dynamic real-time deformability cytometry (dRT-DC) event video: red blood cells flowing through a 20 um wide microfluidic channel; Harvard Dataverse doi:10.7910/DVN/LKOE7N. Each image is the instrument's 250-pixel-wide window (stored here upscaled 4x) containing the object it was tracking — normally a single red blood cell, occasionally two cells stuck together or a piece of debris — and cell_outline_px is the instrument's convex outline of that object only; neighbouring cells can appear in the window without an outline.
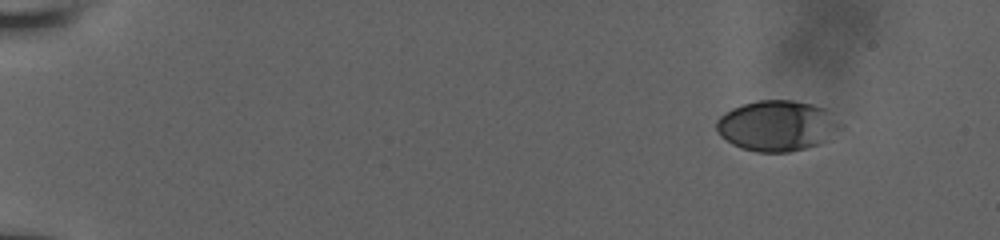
{"species": "human", "species_latin": "Homo sapiens", "temperature_condition": "room temperature", "stored_images_in_passage": 8, "segment_of_instrument_passage": [1, 2], "camera_frame_rate_fps": 3000, "um_per_image_px": 0.085, "donor": {"sex": "male"}, "frame": {"image": 1, "passage_image": 1, "time_ms": 0.0, "image_size_px": [1000, 240], "cell_outline_px": [[844, 128], [820, 144], [788, 152], [756, 152], [740, 148], [732, 144], [720, 136], [716, 128], [716, 120], [724, 112], [732, 108], [756, 100], [792, 100], [812, 104], [828, 108], [844, 124]], "centroid_in_image_um": [66.1, 10.68], "position_along_channel_um": 18.9, "area_um2": 37.17}}
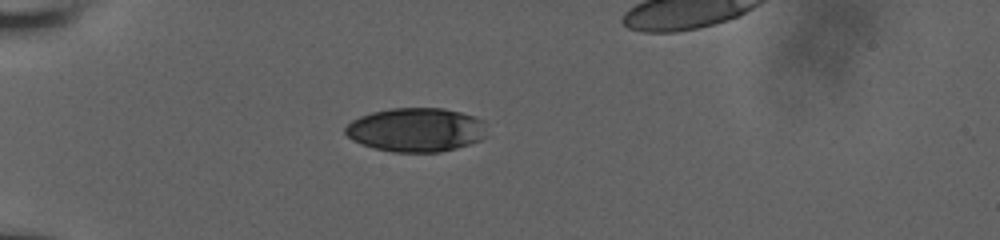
{"frame": {"image": 2, "passage_image": 5, "time_ms": 4.0, "image_size_px": [1000, 240], "cell_outline_px": [[480, 140], [456, 148], [440, 152], [392, 152], [360, 144], [352, 140], [344, 132], [344, 128], [352, 120], [360, 116], [372, 112], [392, 108], [444, 108], [476, 116], [480, 120]], "centroid_in_image_um": [35.25, 11.03], "position_along_channel_um": 49.7, "area_um2": 35.66}}
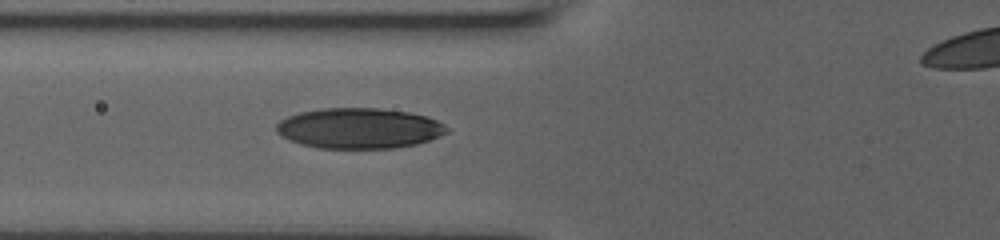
{"frame": {"image": 3, "passage_image": 7, "time_ms": 6.0, "image_size_px": [1000, 240], "cell_outline_px": [[448, 132], [440, 136], [416, 144], [396, 148], [316, 148], [300, 144], [276, 132], [276, 124], [280, 120], [288, 116], [300, 112], [324, 108], [380, 108], [408, 112], [428, 116], [444, 124], [448, 128]], "centroid_in_image_um": [30.54, 10.9], "position_along_channel_um": 95.3, "area_um2": 40.23}}